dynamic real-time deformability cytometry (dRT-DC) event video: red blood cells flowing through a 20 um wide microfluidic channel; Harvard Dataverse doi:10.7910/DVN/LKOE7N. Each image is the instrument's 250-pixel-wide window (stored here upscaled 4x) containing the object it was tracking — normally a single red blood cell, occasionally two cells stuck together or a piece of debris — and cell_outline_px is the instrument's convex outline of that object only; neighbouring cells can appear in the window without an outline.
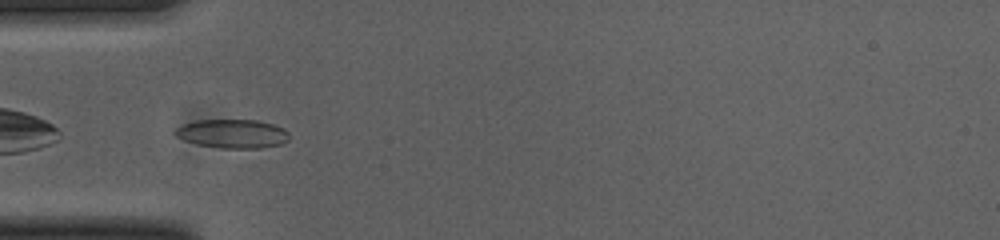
{"species": "common noctule bat (a hibernating species)", "species_latin": "Nyctalus noctula", "temperature_condition": "cold", "stored_images_in_passage": 36, "camera_frame_rate_fps": 3000, "um_per_image_px": 0.085, "animal": {"sex": "female", "body_mass_g": 23.0, "forearm_length_mm": 53.4}, "frame": {"image": 1, "passage_image": 1, "time_ms": 0.0, "image_size_px": [1000, 240], "cell_outline_px": [[288, 140], [284, 144], [260, 148], [220, 148], [196, 144], [184, 140], [176, 136], [172, 132], [176, 128], [184, 124], [196, 120], [256, 120], [272, 124], [284, 128], [288, 132]], "centroid_in_image_um": [19.76, 11.37], "position_along_channel_um": 65.2, "area_um2": 19.25}, "authors_computed_cell_mechanics": {"area_um2": 18.0336, "velocity_mm_per_s": 3.8536, "shape_relaxation_time_tau1_ms": 3.1437, "shape_relaxation_time_tau2_ms": 4.1473, "deformation_change_tau1": 0.1037, "deformation_change_tau2": 0.072}}